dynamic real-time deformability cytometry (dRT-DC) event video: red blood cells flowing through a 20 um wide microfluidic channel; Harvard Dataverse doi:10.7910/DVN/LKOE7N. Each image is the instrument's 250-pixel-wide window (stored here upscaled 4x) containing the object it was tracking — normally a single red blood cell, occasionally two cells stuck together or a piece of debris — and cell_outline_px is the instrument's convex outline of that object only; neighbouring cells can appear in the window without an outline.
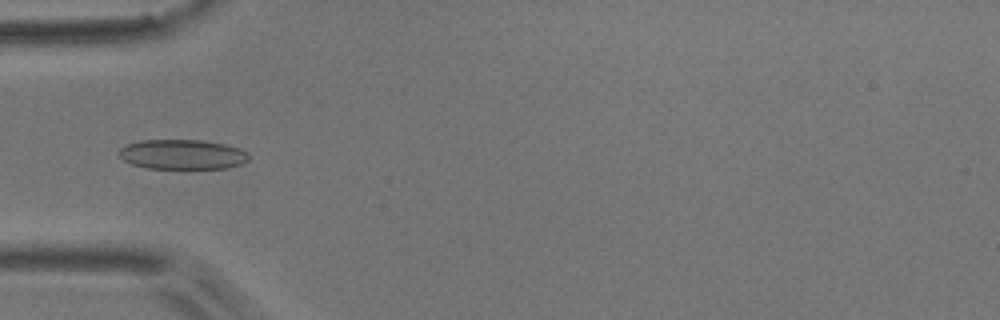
{"species": "common noctule bat (a hibernating species)", "species_latin": "Nyctalus noctula", "temperature_condition": "room temperature", "stored_images_in_passage": 6, "camera_frame_rate_fps": 3000, "um_per_image_px": 0.085, "animal": {"sex": "male", "body_mass_g": 17.9}, "frame": {"image": 1, "passage_image": 3, "time_ms": 0.667, "image_size_px": [1000, 320], "cell_outline_px": [[248, 160], [240, 164], [224, 168], [148, 168], [132, 164], [124, 160], [120, 156], [120, 148], [128, 144], [140, 140], [200, 140], [224, 144], [240, 148], [248, 152]], "centroid_in_image_um": [15.51, 13.12], "position_along_channel_um": 69.5, "area_um2": 22.31}}
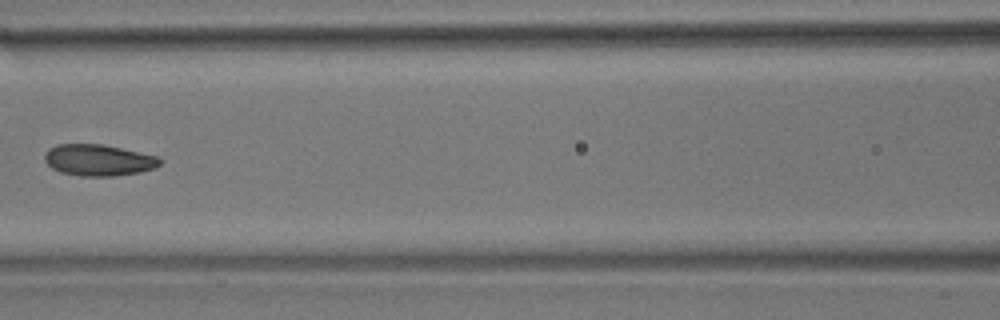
{"frame": {"image": 2, "passage_image": 5, "time_ms": 1.333, "image_size_px": [1000, 320], "cell_outline_px": [[160, 164], [152, 168], [140, 172], [112, 176], [80, 176], [60, 172], [52, 168], [44, 160], [44, 156], [48, 148], [56, 144], [100, 144], [120, 148], [156, 156], [160, 160]], "centroid_in_image_um": [8.3, 13.61], "position_along_channel_um": 158.3, "area_um2": 20.87}}
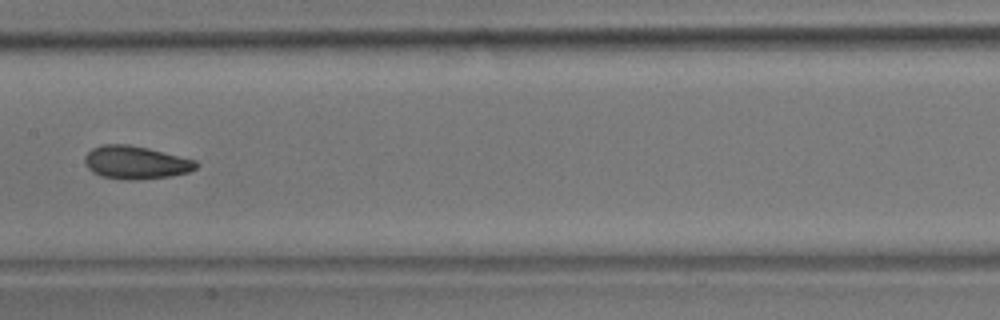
{"frame": {"image": 3, "passage_image": 6, "time_ms": 1.667, "image_size_px": [1000, 320], "cell_outline_px": [[200, 164], [196, 168], [188, 172], [172, 176], [136, 180], [128, 180], [100, 176], [92, 172], [88, 168], [84, 160], [84, 156], [92, 148], [100, 144], [128, 144], [148, 148], [196, 160]], "centroid_in_image_um": [11.53, 13.81], "position_along_channel_um": 195.9, "area_um2": 21.62}}